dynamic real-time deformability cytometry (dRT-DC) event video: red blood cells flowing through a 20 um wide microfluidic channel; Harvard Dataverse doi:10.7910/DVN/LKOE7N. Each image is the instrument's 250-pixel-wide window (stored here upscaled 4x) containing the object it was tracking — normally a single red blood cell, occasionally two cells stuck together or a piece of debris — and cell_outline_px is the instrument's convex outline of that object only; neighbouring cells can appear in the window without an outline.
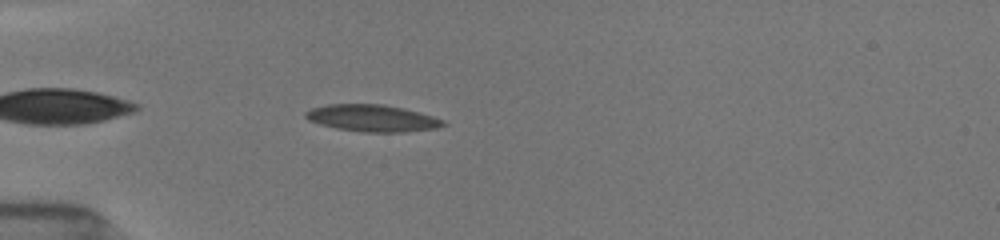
{"species": "common noctule bat (a hibernating species)", "species_latin": "Nyctalus noctula", "temperature_condition": "room temperature", "stored_images_in_passage": 18, "camera_frame_rate_fps": 3000, "um_per_image_px": 0.085, "animal": {"sex": "female", "body_mass_g": 19.5, "forearm_length_mm": 54.1}, "frame": {"image": 1, "passage_image": 3, "time_ms": 1.0, "image_size_px": [1000, 240], "cell_outline_px": [[444, 124], [436, 128], [400, 132], [364, 132], [336, 128], [320, 124], [308, 120], [304, 116], [304, 112], [312, 108], [328, 104], [384, 104], [404, 108], [432, 116], [444, 120]], "centroid_in_image_um": [31.6, 10.03], "position_along_channel_um": 53.4, "area_um2": 21.39}}
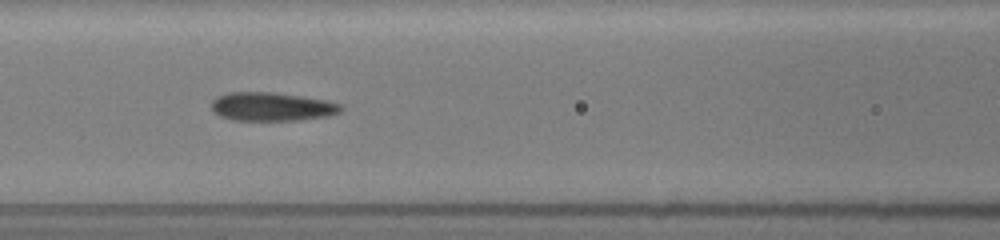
{"frame": {"image": 2, "passage_image": 10, "time_ms": 3.667, "image_size_px": [1000, 240], "cell_outline_px": [[344, 108], [340, 112], [328, 116], [300, 120], [232, 120], [220, 116], [212, 108], [212, 100], [216, 96], [228, 92], [272, 92], [300, 96], [324, 100], [340, 104]], "centroid_in_image_um": [23.09, 9.06], "position_along_channel_um": 143.5, "area_um2": 21.5}}
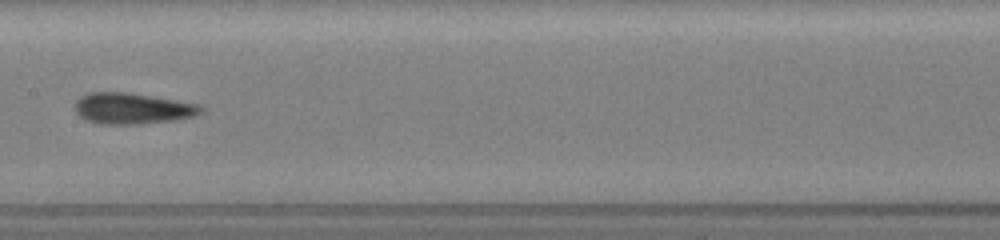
{"frame": {"image": 3, "passage_image": 13, "time_ms": 5.0, "image_size_px": [1000, 240], "cell_outline_px": [[200, 112], [192, 116], [172, 120], [136, 124], [100, 124], [88, 120], [80, 116], [76, 112], [76, 100], [80, 96], [88, 92], [128, 92], [176, 100], [196, 104], [200, 108]], "centroid_in_image_um": [11.17, 9.2], "position_along_channel_um": 196.2, "area_um2": 22.37}}